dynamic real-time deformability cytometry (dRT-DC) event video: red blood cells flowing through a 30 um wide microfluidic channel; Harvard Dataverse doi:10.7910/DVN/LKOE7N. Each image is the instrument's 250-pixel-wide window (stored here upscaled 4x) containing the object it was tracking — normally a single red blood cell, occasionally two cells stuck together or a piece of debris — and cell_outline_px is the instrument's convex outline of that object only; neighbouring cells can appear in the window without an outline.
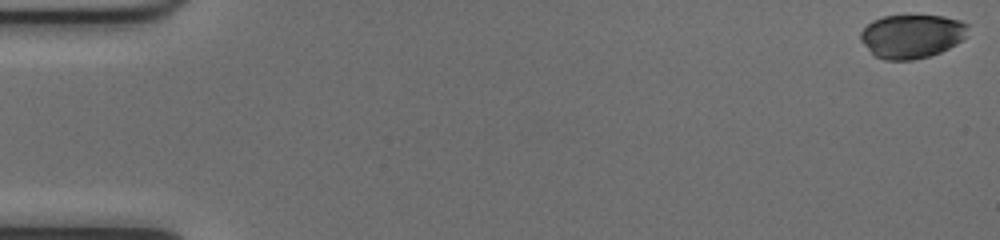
{"species": "common noctule bat (a hibernating species)", "species_latin": "Nyctalus noctula", "temperature_condition": "cold", "stored_images_in_passage": 52, "camera_frame_rate_fps": 3000, "um_per_image_px": 0.085, "animal": {"sex": "female", "body_mass_g": 17.0, "forearm_length_mm": 48.0}, "frame": {"image": 1, "passage_image": 1, "time_ms": 0.0, "image_size_px": [1000, 240], "cell_outline_px": [[968, 36], [956, 44], [940, 52], [928, 56], [912, 60], [884, 60], [876, 56], [860, 40], [860, 32], [872, 20], [884, 16], [944, 16], [960, 20], [968, 24]], "centroid_in_image_um": [77.53, 3.07], "position_along_channel_um": 7.5, "area_um2": 27.34}}
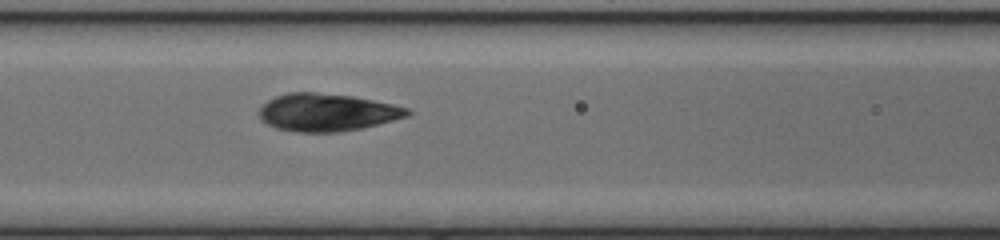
{"frame": {"image": 2, "passage_image": 23, "time_ms": 7.333, "image_size_px": [1000, 240], "cell_outline_px": [[412, 112], [408, 116], [360, 128], [340, 132], [296, 132], [276, 128], [268, 124], [256, 112], [268, 100], [276, 96], [288, 92], [316, 92], [352, 96], [392, 104], [408, 108]], "centroid_in_image_um": [27.77, 9.54], "position_along_channel_um": 138.8, "area_um2": 32.25}}
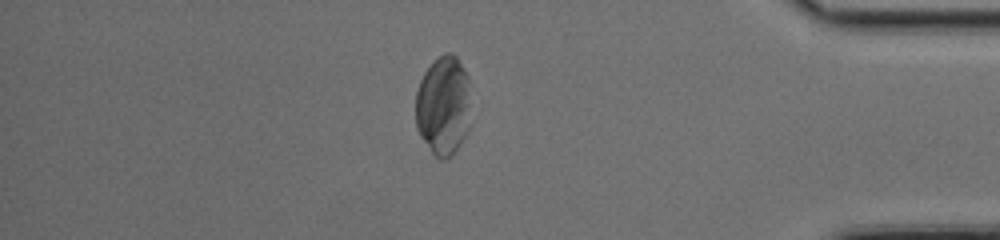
{"frame": {"image": 3, "passage_image": 45, "time_ms": 14.667, "image_size_px": [1000, 240], "cell_outline_px": [[468, 132], [460, 144], [444, 160], [440, 160], [432, 152], [420, 136], [416, 128], [416, 92], [420, 80], [424, 72], [444, 52], [452, 52], [456, 56], [464, 68], [468, 76]], "centroid_in_image_um": [37.66, 8.97], "position_along_channel_um": 397.5, "area_um2": 31.62}}